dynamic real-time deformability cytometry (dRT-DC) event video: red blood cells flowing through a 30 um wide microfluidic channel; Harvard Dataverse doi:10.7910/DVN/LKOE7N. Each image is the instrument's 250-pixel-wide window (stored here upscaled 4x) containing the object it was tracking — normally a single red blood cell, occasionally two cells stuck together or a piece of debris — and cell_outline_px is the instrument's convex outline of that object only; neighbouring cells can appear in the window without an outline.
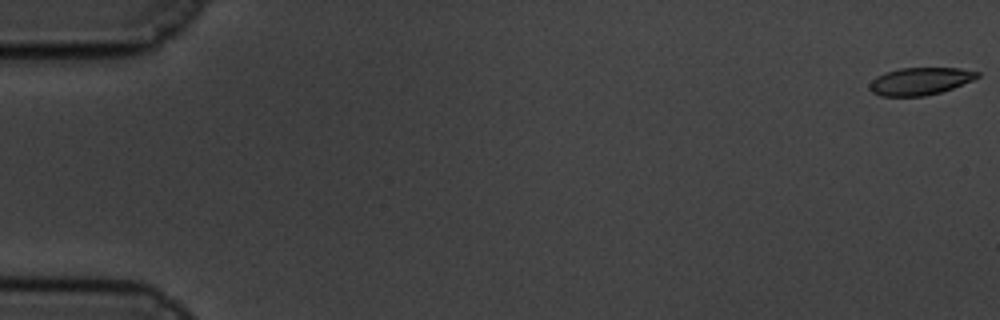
{"species": "common noctule bat (a hibernating species)", "species_latin": "Nyctalus noctula", "temperature_condition": "cold", "stored_images_in_passage": 60, "camera_frame_rate_fps": 3000, "um_per_image_px": 0.085, "animal": {"sex": "male", "body_mass_g": 19.5, "forearm_length_mm": 54.6}, "frame": {"image": 1, "passage_image": 1, "time_ms": 0.0, "image_size_px": [1000, 320], "cell_outline_px": [[980, 76], [972, 80], [952, 88], [940, 92], [924, 96], [880, 96], [872, 92], [868, 88], [868, 84], [876, 76], [900, 68], [960, 68], [980, 72]], "centroid_in_image_um": [78.19, 6.9], "position_along_channel_um": 6.8, "area_um2": 17.17}}
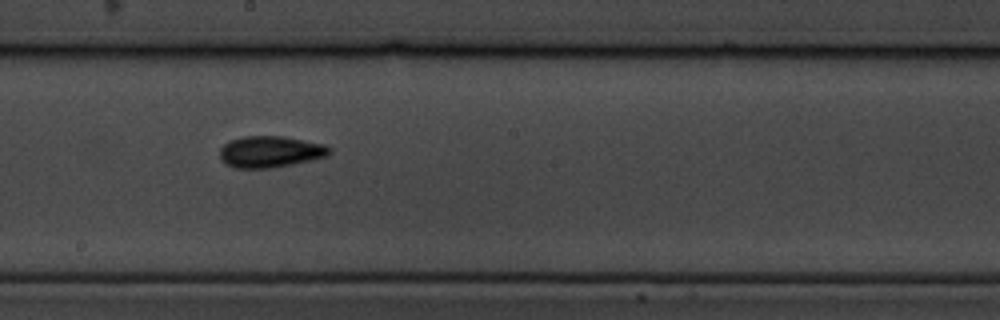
{"frame": {"image": 2, "passage_image": 34, "time_ms": 11.0, "image_size_px": [1000, 320], "cell_outline_px": [[332, 152], [328, 156], [312, 160], [268, 168], [236, 168], [224, 164], [220, 160], [220, 148], [224, 144], [232, 140], [244, 136], [284, 136], [324, 144], [332, 148]], "centroid_in_image_um": [22.98, 12.89], "position_along_channel_um": 225.2, "area_um2": 20.17}}
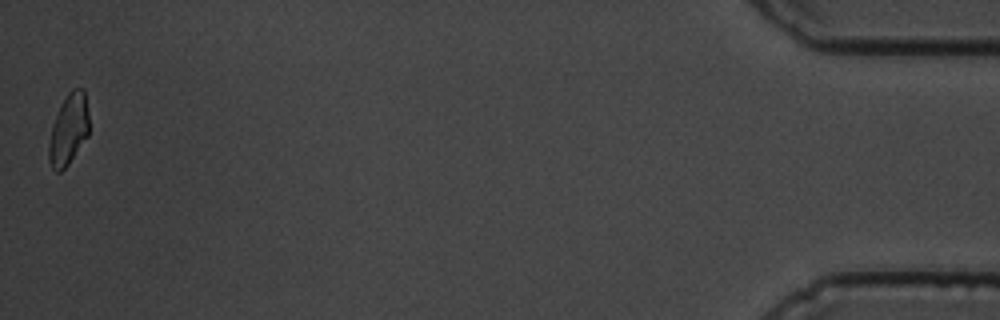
{"frame": {"image": 3, "passage_image": 60, "time_ms": 19.667, "image_size_px": [1000, 320], "cell_outline_px": [[88, 136], [68, 164], [60, 172], [56, 172], [52, 168], [48, 160], [48, 144], [52, 124], [60, 104], [68, 92], [72, 88], [84, 88], [88, 112]], "centroid_in_image_um": [5.81, 10.99], "position_along_channel_um": 429.4, "area_um2": 16.76}, "authors_computed_cell_mechanics": {"area_um2": 18.4382, "velocity_mm_per_s": 3.3899, "shape_relaxation_time_tau1_ms": 3.0165, "shape_relaxation_time_tau2_ms": 5.225, "deformation_change_tau1": 0.1147, "deformation_change_tau2": 0.0952}}